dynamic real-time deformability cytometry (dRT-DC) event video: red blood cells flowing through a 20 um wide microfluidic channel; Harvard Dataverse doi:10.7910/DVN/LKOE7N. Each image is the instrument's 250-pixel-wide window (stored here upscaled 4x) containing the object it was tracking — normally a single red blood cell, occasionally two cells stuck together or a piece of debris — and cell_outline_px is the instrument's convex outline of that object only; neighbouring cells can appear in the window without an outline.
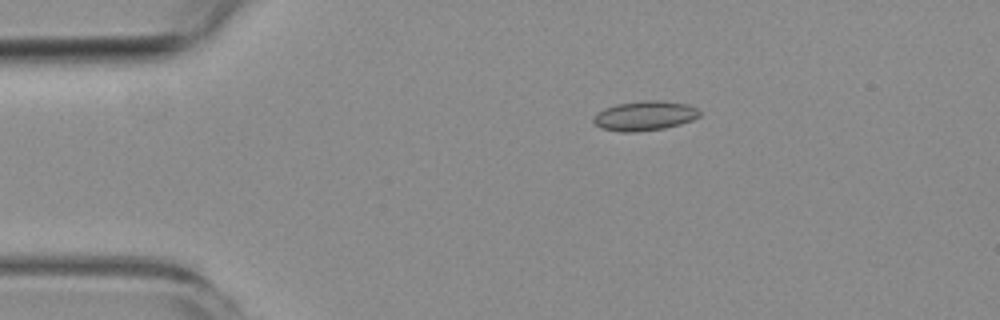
{"species": "common noctule bat (a hibernating species)", "species_latin": "Nyctalus noctula", "temperature_condition": "room temperature", "stored_images_in_passage": 6, "camera_frame_rate_fps": 3000, "um_per_image_px": 0.085, "animal": {"sex": "female", "body_mass_g": 19.3, "forearm_length_mm": 54.1}, "frame": {"image": 1, "passage_image": 1, "time_ms": 0.0, "image_size_px": [1000, 320], "cell_outline_px": [[700, 116], [692, 120], [680, 124], [664, 128], [636, 132], [620, 132], [600, 128], [592, 120], [596, 112], [604, 108], [616, 104], [644, 100], [660, 100], [688, 104], [696, 108], [700, 112]], "centroid_in_image_um": [54.78, 9.84], "position_along_channel_um": 30.2, "area_um2": 18.44}}
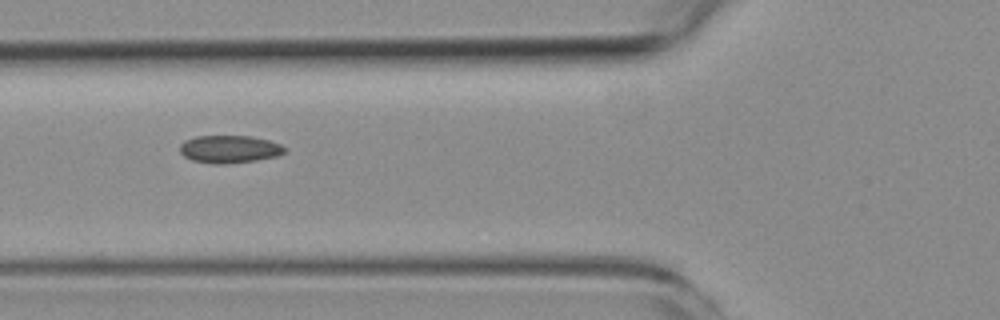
{"frame": {"image": 2, "passage_image": 4, "time_ms": 3.333, "image_size_px": [1000, 320], "cell_outline_px": [[284, 152], [276, 156], [256, 160], [224, 164], [212, 164], [192, 160], [184, 156], [180, 152], [180, 144], [184, 140], [196, 136], [252, 136], [268, 140], [280, 144], [284, 148]], "centroid_in_image_um": [19.46, 12.67], "position_along_channel_um": 106.3, "area_um2": 16.82}}
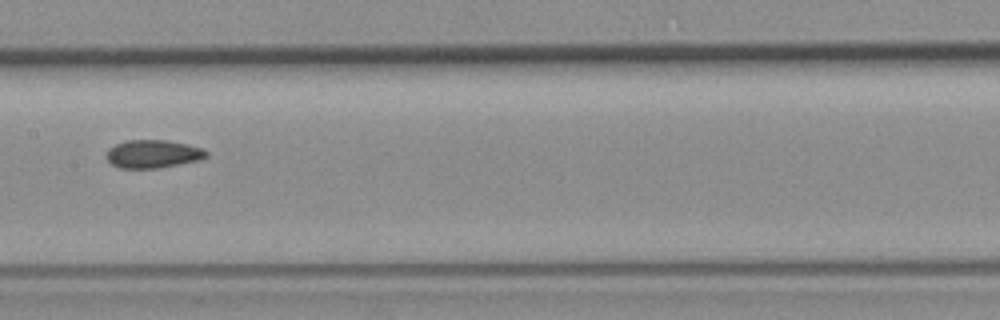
{"frame": {"image": 3, "passage_image": 6, "time_ms": 5.667, "image_size_px": [1000, 320], "cell_outline_px": [[208, 156], [196, 160], [156, 168], [120, 168], [112, 164], [104, 156], [108, 148], [116, 144], [128, 140], [168, 140], [188, 144], [204, 148], [208, 152]], "centroid_in_image_um": [12.97, 13.07], "position_along_channel_um": 194.4, "area_um2": 16.3}}